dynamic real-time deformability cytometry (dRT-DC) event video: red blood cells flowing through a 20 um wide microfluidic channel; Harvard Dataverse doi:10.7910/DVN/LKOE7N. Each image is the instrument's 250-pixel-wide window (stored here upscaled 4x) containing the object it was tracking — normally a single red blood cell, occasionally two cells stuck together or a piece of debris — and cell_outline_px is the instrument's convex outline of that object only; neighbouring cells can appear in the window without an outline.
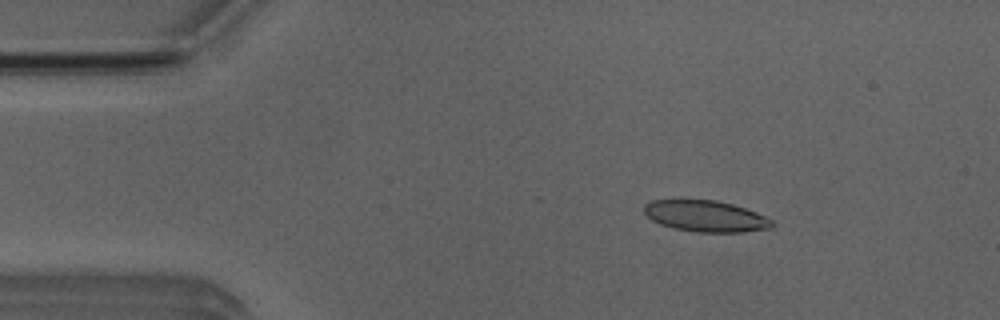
{"species": "Egyptian fruit bat (a non-hibernating species)", "species_latin": "Rousettus aegyptiacus", "temperature_condition": "room temperature", "stored_images_in_passage": 40, "camera_frame_rate_fps": 3000, "um_per_image_px": 0.085, "animal": {"sex": "male"}, "frame": {"image": 1, "passage_image": 8, "time_ms": 2.333, "image_size_px": [1000, 320], "cell_outline_px": [[776, 224], [772, 228], [740, 232], [696, 232], [672, 228], [660, 224], [652, 220], [644, 212], [644, 204], [652, 200], [716, 200], [732, 204], [744, 208], [764, 216], [772, 220]], "centroid_in_image_um": [59.97, 18.38], "position_along_channel_um": 25.0, "area_um2": 23.24}}
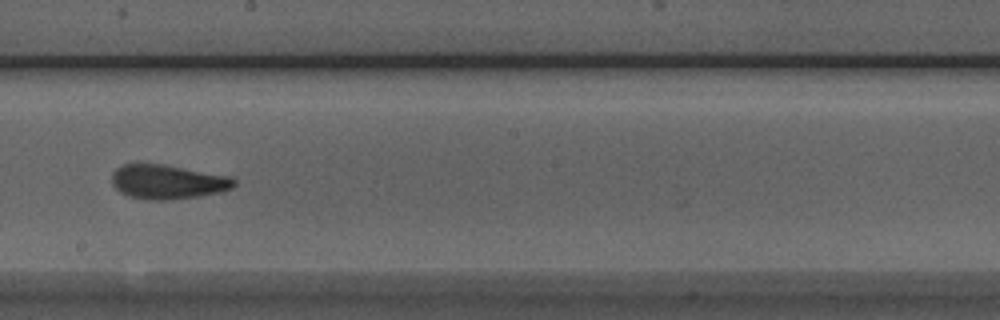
{"frame": {"image": 2, "passage_image": 29, "time_ms": 9.333, "image_size_px": [1000, 320], "cell_outline_px": [[236, 184], [232, 188], [224, 192], [200, 196], [168, 200], [152, 200], [128, 196], [120, 192], [112, 184], [112, 172], [120, 164], [136, 160], [140, 160], [164, 164], [232, 176], [236, 180]], "centroid_in_image_um": [14.22, 15.41], "position_along_channel_um": 234.0, "area_um2": 25.49}}
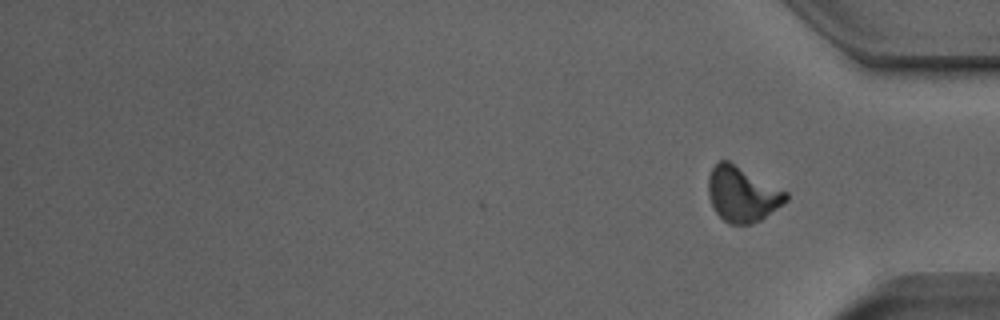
{"frame": {"image": 3, "passage_image": 40, "time_ms": 13.0, "image_size_px": [1000, 320], "cell_outline_px": [[788, 200], [760, 220], [752, 224], [728, 224], [716, 212], [708, 196], [708, 176], [712, 168], [720, 160], [728, 160], [788, 192]], "centroid_in_image_um": [63.08, 16.5], "position_along_channel_um": 372.1, "area_um2": 24.85}, "authors_computed_cell_mechanics": {"area_um2": 24.0159, "velocity_mm_per_s": 3.8792, "shape_relaxation_time_tau1_ms": 8.1652, "shape_relaxation_time_tau2_ms": 2.3364, "deformation_change_tau1": 0.1942, "deformation_change_tau2": 0.091}}